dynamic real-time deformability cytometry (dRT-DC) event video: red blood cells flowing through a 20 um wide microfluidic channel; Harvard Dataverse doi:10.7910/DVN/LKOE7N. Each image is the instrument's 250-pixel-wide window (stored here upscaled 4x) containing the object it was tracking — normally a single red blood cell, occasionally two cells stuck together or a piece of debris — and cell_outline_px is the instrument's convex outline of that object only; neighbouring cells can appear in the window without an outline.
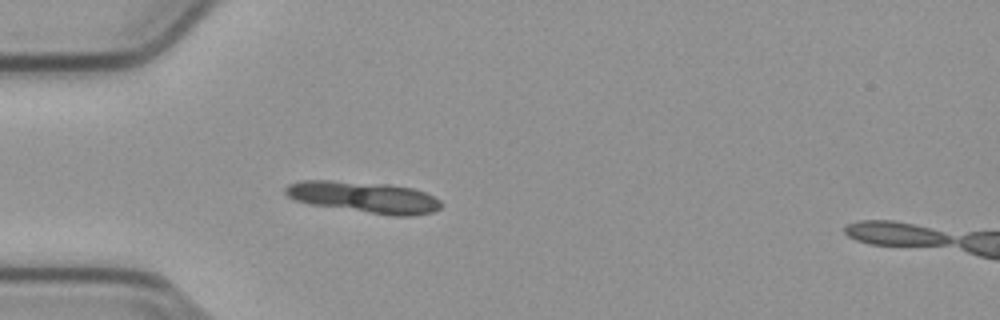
{"species": "common noctule bat (a hibernating species)", "species_latin": "Nyctalus noctula", "temperature_condition": "cold", "stored_images_in_passage": 39, "camera_frame_rate_fps": 3000, "um_per_image_px": 0.085, "animal": {"sex": "male", "body_mass_g": 23.1, "forearm_length_mm": 52.7}, "frame": {"image": 1, "passage_image": 1, "time_ms": 0.0, "image_size_px": [1000, 320], "cell_outline_px": [[440, 208], [432, 212], [412, 216], [392, 216], [308, 204], [292, 200], [284, 192], [284, 188], [288, 184], [300, 180], [332, 180], [388, 184], [412, 188], [424, 192], [440, 200]], "centroid_in_image_um": [30.88, 16.76], "position_along_channel_um": 54.1, "area_um2": 28.61}}